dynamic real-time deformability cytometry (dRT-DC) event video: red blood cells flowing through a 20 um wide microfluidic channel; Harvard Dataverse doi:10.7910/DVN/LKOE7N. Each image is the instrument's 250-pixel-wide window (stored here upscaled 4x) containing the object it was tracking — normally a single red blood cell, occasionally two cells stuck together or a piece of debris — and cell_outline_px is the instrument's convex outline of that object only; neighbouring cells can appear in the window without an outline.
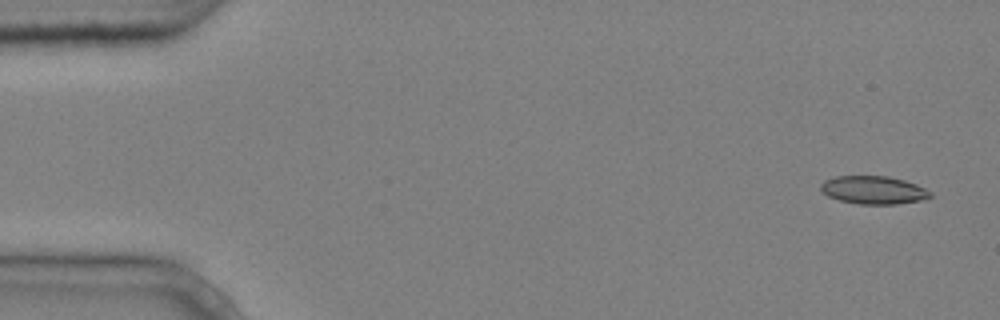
{"species": "common noctule bat (a hibernating species)", "species_latin": "Nyctalus noctula", "temperature_condition": "cold", "stored_images_in_passage": 5, "camera_frame_rate_fps": 3000, "um_per_image_px": 0.085, "animal": {"sex": "male", "body_mass_g": 20.4}, "frame": {"image": 1, "passage_image": 1, "time_ms": 0.0, "image_size_px": [1000, 320], "cell_outline_px": [[932, 196], [920, 200], [896, 204], [860, 204], [840, 200], [828, 196], [820, 188], [820, 184], [824, 180], [836, 176], [888, 176], [904, 180], [916, 184], [932, 192]], "centroid_in_image_um": [74.24, 16.14], "position_along_channel_um": 10.8, "area_um2": 17.8}}
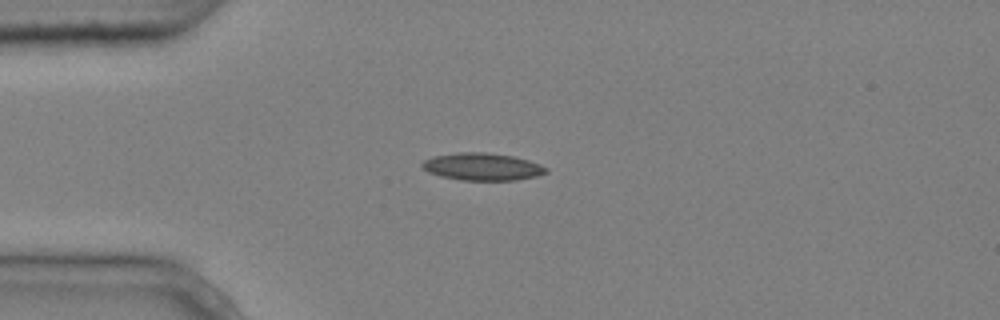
{"frame": {"image": 2, "passage_image": 4, "time_ms": 1.0, "image_size_px": [1000, 320], "cell_outline_px": [[548, 172], [536, 176], [516, 180], [460, 180], [440, 176], [428, 172], [420, 164], [424, 160], [432, 156], [456, 152], [484, 152], [512, 156], [528, 160], [540, 164], [548, 168]], "centroid_in_image_um": [40.98, 14.16], "position_along_channel_um": 44.0, "area_um2": 19.83}}
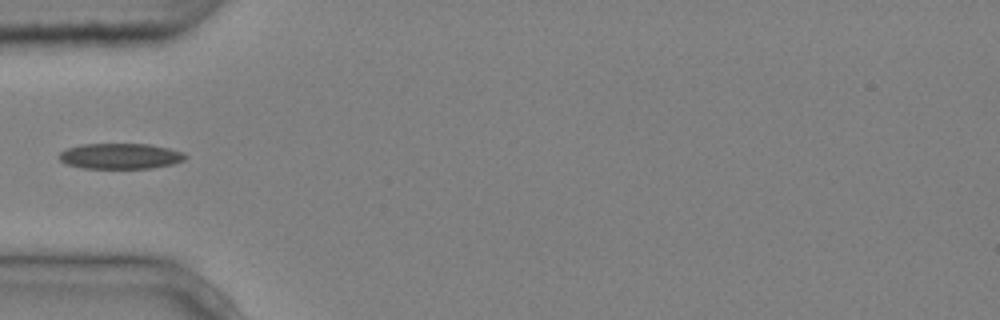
{"frame": {"image": 3, "passage_image": 5, "time_ms": 1.333, "image_size_px": [1000, 320], "cell_outline_px": [[188, 156], [184, 160], [172, 164], [152, 168], [84, 168], [68, 164], [60, 160], [56, 156], [64, 148], [80, 144], [148, 144], [168, 148], [184, 152]], "centroid_in_image_um": [10.2, 13.26], "position_along_channel_um": 74.8, "area_um2": 18.96}}